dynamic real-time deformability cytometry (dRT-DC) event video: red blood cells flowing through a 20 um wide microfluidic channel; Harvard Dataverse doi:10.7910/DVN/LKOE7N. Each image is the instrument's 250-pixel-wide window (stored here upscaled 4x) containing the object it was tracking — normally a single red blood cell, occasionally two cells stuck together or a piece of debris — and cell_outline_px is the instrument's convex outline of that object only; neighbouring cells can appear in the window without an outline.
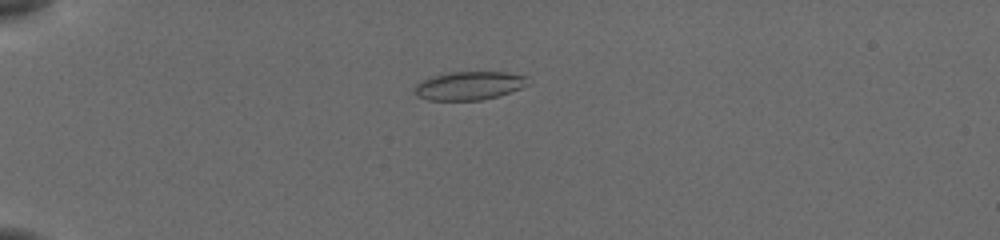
{"species": "common noctule bat (a hibernating species)", "species_latin": "Nyctalus noctula", "temperature_condition": "cold", "stored_images_in_passage": 44, "camera_frame_rate_fps": 3000, "um_per_image_px": 0.085, "animal": {"sex": "female", "body_mass_g": 19.5, "forearm_length_mm": 54.1}, "frame": {"image": 1, "passage_image": 4, "time_ms": 1.0, "image_size_px": [1000, 240], "cell_outline_px": [[528, 84], [520, 88], [496, 96], [480, 100], [428, 100], [416, 96], [416, 84], [428, 76], [448, 72], [504, 72], [528, 76]], "centroid_in_image_um": [39.84, 7.27], "position_along_channel_um": 45.2, "area_um2": 18.73}}
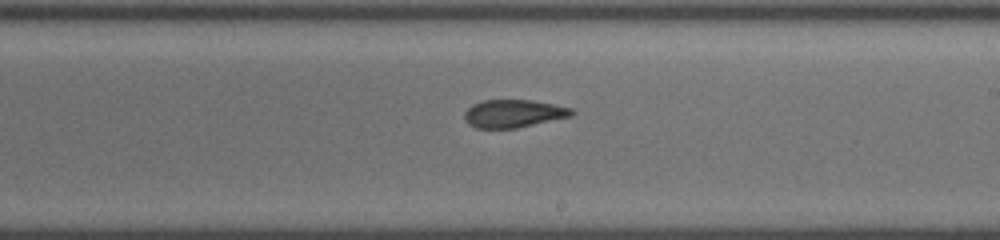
{"frame": {"image": 2, "passage_image": 23, "time_ms": 7.333, "image_size_px": [1000, 240], "cell_outline_px": [[576, 112], [572, 116], [516, 128], [476, 128], [468, 124], [464, 120], [464, 112], [472, 104], [484, 100], [532, 100], [572, 108]], "centroid_in_image_um": [43.63, 9.65], "position_along_channel_um": 245.4, "area_um2": 17.46}}
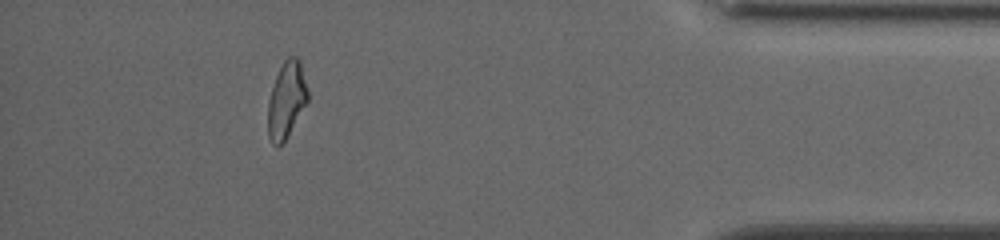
{"frame": {"image": 3, "passage_image": 39, "time_ms": 12.667, "image_size_px": [1000, 240], "cell_outline_px": [[308, 100], [284, 140], [276, 148], [272, 144], [268, 136], [268, 100], [276, 76], [284, 60], [288, 56], [296, 56], [300, 60], [308, 88]], "centroid_in_image_um": [24.35, 8.46], "position_along_channel_um": 410.9, "area_um2": 17.51}, "authors_computed_cell_mechanics": {"area_um2": 18.1781, "velocity_mm_per_s": 3.8467, "shape_relaxation_time_tau1_ms": null, "shape_relaxation_time_tau2_ms": 2.8775, "deformation_change_tau1": null, "deformation_change_tau2": 0.1003}}